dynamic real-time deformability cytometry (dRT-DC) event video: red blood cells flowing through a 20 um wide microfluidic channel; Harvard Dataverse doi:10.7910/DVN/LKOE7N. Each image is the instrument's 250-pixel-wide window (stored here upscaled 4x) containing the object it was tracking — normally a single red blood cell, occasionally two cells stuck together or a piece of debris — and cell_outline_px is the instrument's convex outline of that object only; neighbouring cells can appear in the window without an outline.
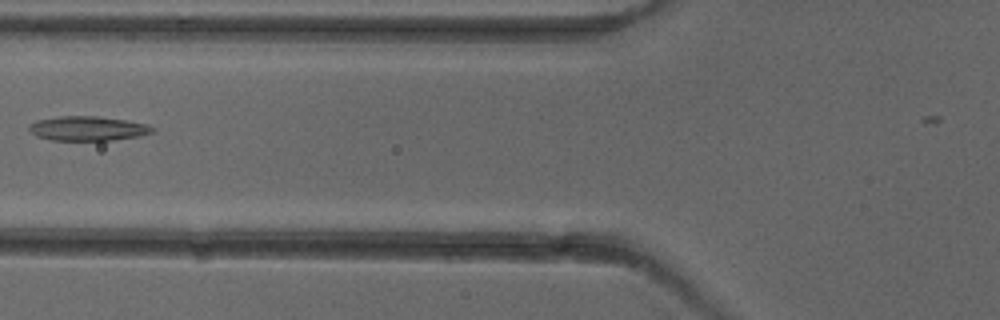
{"species": "common noctule bat (a hibernating species)", "species_latin": "Nyctalus noctula", "temperature_condition": "cold", "stored_images_in_passage": 4, "camera_frame_rate_fps": 3000, "um_per_image_px": 0.085, "animal": {"sex": "female"}, "frame": {"image": 1, "passage_image": 4, "time_ms": 4.333, "image_size_px": [1000, 320], "cell_outline_px": [[156, 132], [140, 136], [112, 140], [52, 140], [36, 136], [28, 128], [36, 120], [60, 116], [96, 116], [124, 120], [148, 124], [156, 128]], "centroid_in_image_um": [7.52, 10.92], "position_along_channel_um": 118.3, "area_um2": 17.57}}